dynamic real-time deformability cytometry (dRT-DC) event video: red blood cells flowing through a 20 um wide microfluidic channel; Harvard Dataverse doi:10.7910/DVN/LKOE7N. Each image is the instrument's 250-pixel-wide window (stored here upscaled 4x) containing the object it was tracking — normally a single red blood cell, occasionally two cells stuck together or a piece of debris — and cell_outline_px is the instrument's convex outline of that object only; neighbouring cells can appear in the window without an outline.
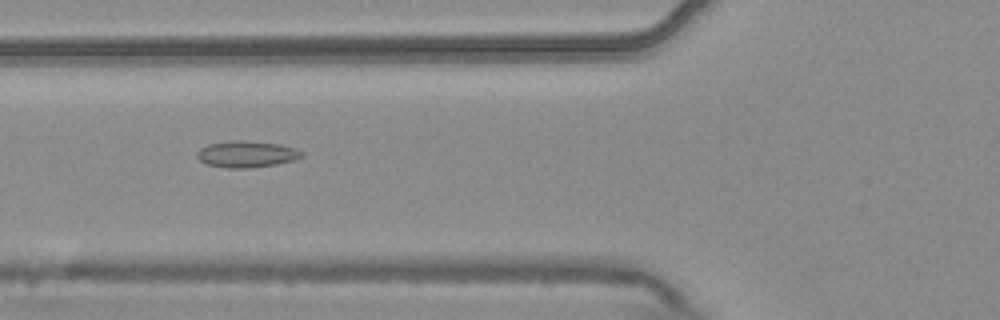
{"species": "common noctule bat (a hibernating species)", "species_latin": "Nyctalus noctula", "temperature_condition": "warm", "stored_images_in_passage": 5, "camera_frame_rate_fps": 3000, "um_per_image_px": 0.085, "animal": {"sex": "male", "body_mass_g": 20.4}, "frame": {"image": 1, "passage_image": 4, "time_ms": 1.0, "image_size_px": [1000, 320], "cell_outline_px": [[304, 156], [296, 160], [276, 164], [248, 168], [228, 168], [208, 164], [200, 160], [196, 156], [196, 152], [200, 148], [208, 144], [232, 140], [244, 140], [280, 144], [296, 148], [304, 152]], "centroid_in_image_um": [20.99, 13.09], "position_along_channel_um": 104.8, "area_um2": 16.3}}
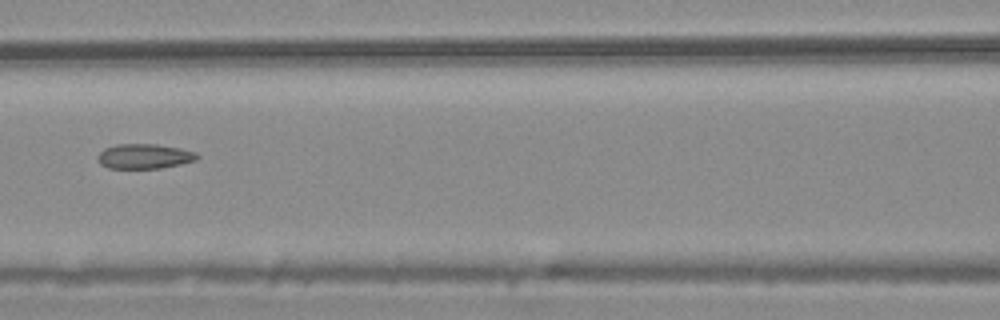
{"frame": {"image": 2, "passage_image": 5, "time_ms": 1.333, "image_size_px": [1000, 320], "cell_outline_px": [[200, 156], [196, 160], [180, 164], [160, 168], [108, 168], [100, 164], [96, 160], [96, 156], [104, 148], [116, 144], [156, 144], [180, 148], [196, 152]], "centroid_in_image_um": [12.24, 13.28], "position_along_channel_um": 154.4, "area_um2": 14.51}}